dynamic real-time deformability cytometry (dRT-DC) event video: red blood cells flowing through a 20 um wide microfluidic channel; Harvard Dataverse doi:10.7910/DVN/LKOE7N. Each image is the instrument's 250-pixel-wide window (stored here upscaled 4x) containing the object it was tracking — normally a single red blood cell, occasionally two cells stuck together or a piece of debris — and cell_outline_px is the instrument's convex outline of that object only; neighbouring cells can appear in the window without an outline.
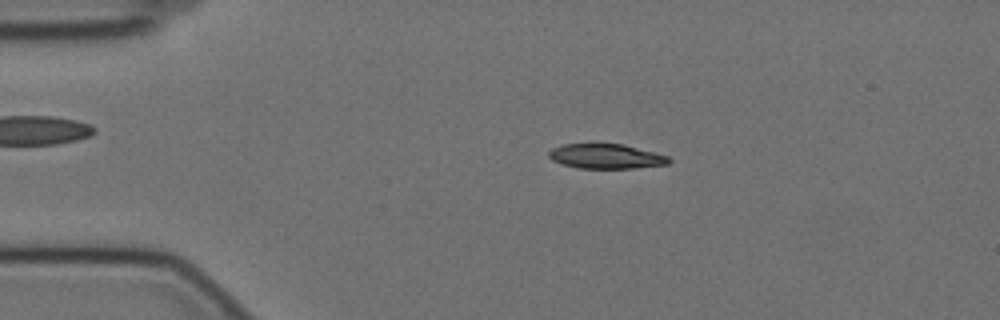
{"species": "Egyptian fruit bat (a non-hibernating species)", "species_latin": "Rousettus aegyptiacus", "temperature_condition": "cold", "stored_images_in_passage": 57, "camera_frame_rate_fps": 3000, "um_per_image_px": 0.085, "animal": {"sex": "female"}, "frame": {"image": 1, "passage_image": 11, "time_ms": 3.333, "image_size_px": [1000, 320], "cell_outline_px": [[672, 160], [668, 164], [632, 168], [580, 168], [560, 164], [552, 160], [548, 156], [548, 152], [552, 148], [564, 144], [592, 140], [624, 144], [668, 156]], "centroid_in_image_um": [51.44, 13.23], "position_along_channel_um": 33.6, "area_um2": 18.09}}
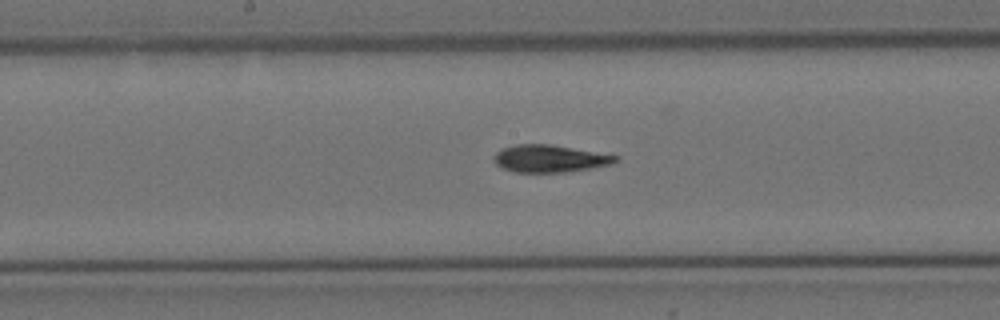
{"frame": {"image": 2, "passage_image": 29, "time_ms": 9.333, "image_size_px": [1000, 320], "cell_outline_px": [[620, 160], [612, 164], [568, 172], [516, 172], [504, 168], [496, 164], [492, 160], [492, 156], [496, 152], [504, 148], [516, 144], [548, 144], [620, 156]], "centroid_in_image_um": [46.73, 13.48], "position_along_channel_um": 201.5, "area_um2": 19.31}}
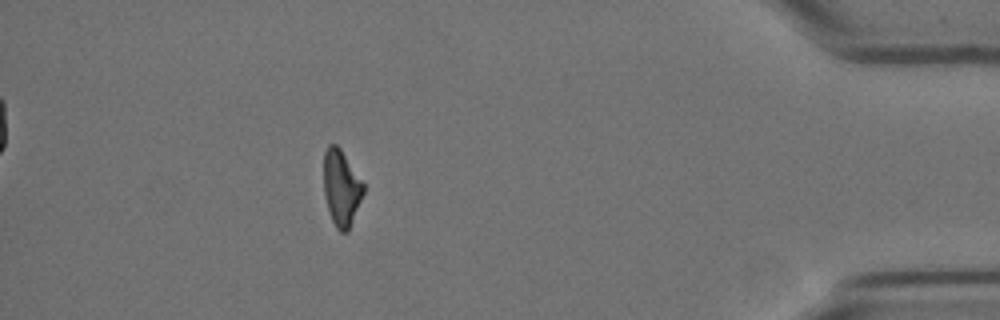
{"frame": {"image": 3, "passage_image": 51, "time_ms": 16.667, "image_size_px": [1000, 320], "cell_outline_px": [[364, 192], [348, 232], [340, 232], [336, 228], [332, 220], [324, 196], [324, 152], [328, 144], [336, 144], [340, 148], [364, 184]], "centroid_in_image_um": [29.0, 15.97], "position_along_channel_um": 406.2, "area_um2": 17.46}, "authors_computed_cell_mechanics": {"area_um2": 18.785, "velocity_mm_per_s": 3.4783, "shape_relaxation_time_tau1_ms": 6.0964, "shape_relaxation_time_tau2_ms": 7.5156, "deformation_change_tau1": 0.16, "deformation_change_tau2": 0.1678}}